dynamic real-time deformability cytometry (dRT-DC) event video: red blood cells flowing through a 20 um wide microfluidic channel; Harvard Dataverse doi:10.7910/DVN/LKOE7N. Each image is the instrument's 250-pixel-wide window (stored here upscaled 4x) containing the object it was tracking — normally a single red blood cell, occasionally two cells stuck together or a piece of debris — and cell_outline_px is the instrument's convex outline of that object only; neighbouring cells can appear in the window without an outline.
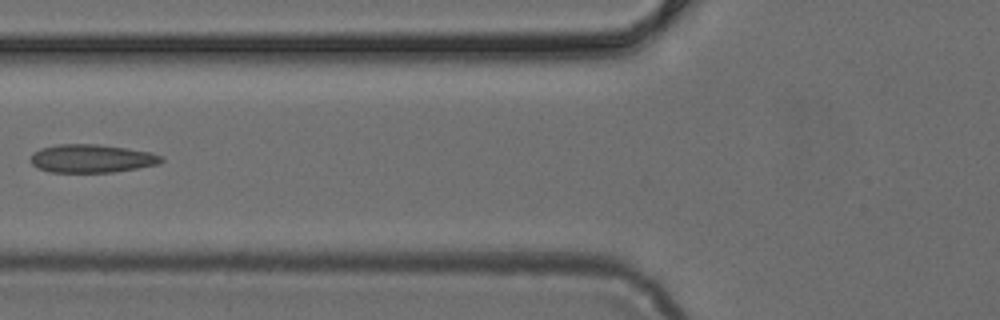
{"species": "common noctule bat (a hibernating species)", "species_latin": "Nyctalus noctula", "temperature_condition": "cold", "stored_images_in_passage": 7, "camera_frame_rate_fps": 3000, "um_per_image_px": 0.085, "animal": {"sex": "female", "body_mass_g": 24.6, "forearm_length_mm": 56.2}, "frame": {"image": 1, "passage_image": 6, "time_ms": 1.667, "image_size_px": [1000, 320], "cell_outline_px": [[164, 160], [160, 164], [112, 172], [48, 172], [36, 168], [28, 160], [32, 152], [40, 148], [56, 144], [96, 144], [152, 152], [164, 156]], "centroid_in_image_um": [7.75, 13.47], "position_along_channel_um": 118.0, "area_um2": 21.79}}
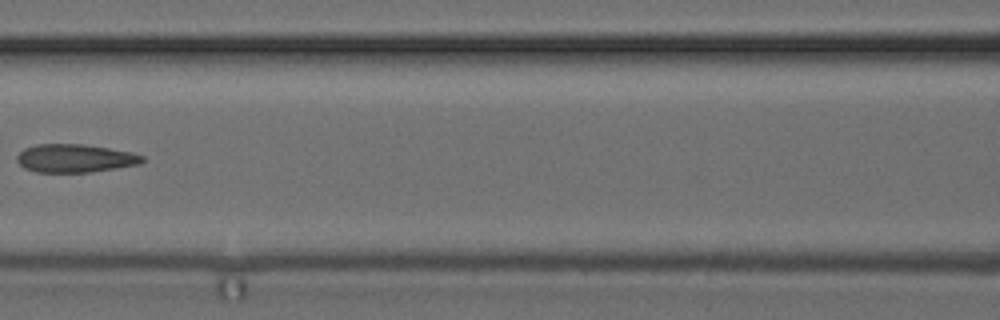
{"frame": {"image": 2, "passage_image": 7, "time_ms": 2.0, "image_size_px": [1000, 320], "cell_outline_px": [[144, 160], [140, 164], [92, 172], [36, 172], [24, 168], [16, 160], [16, 156], [24, 148], [36, 144], [84, 144], [132, 152], [144, 156]], "centroid_in_image_um": [6.37, 13.45], "position_along_channel_um": 160.2, "area_um2": 20.69}}